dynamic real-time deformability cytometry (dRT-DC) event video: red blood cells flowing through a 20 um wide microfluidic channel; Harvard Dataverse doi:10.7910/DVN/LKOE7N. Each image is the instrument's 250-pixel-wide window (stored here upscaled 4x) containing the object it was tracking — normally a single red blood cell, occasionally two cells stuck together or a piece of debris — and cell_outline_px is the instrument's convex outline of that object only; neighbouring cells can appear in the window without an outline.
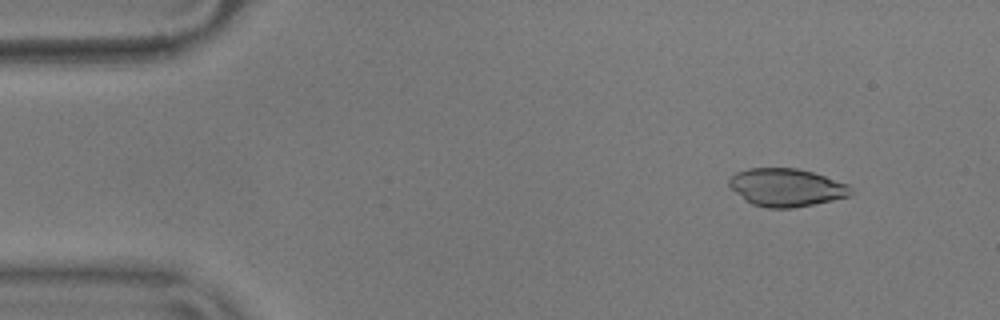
{"species": "common noctule bat (a hibernating species)", "species_latin": "Nyctalus noctula", "temperature_condition": "warm", "stored_images_in_passage": 55, "camera_frame_rate_fps": 3000, "um_per_image_px": 0.085, "animal": {"sex": "male", "body_mass_g": 17.9}, "frame": {"image": 1, "passage_image": 6, "time_ms": 1.667, "image_size_px": [1000, 320], "cell_outline_px": [[852, 192], [848, 196], [832, 200], [792, 208], [768, 208], [752, 204], [744, 200], [728, 184], [728, 180], [736, 172], [748, 168], [796, 168], [812, 172], [848, 184], [852, 188]], "centroid_in_image_um": [66.82, 15.93], "position_along_channel_um": 18.2, "area_um2": 26.7}}
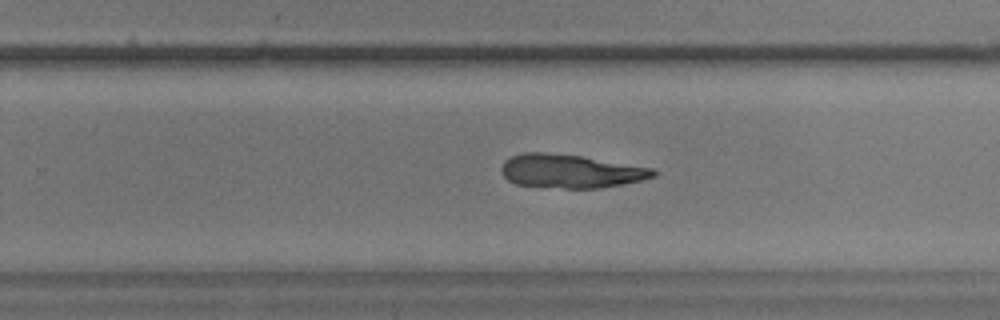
{"frame": {"image": 2, "passage_image": 35, "time_ms": 11.333, "image_size_px": [1000, 320], "cell_outline_px": [[656, 176], [640, 180], [620, 184], [596, 188], [564, 188], [516, 184], [508, 180], [500, 172], [500, 168], [504, 160], [512, 156], [524, 152], [544, 152], [584, 156], [652, 168], [656, 172]], "centroid_in_image_um": [48.45, 14.53], "position_along_channel_um": 281.3, "area_um2": 29.59}}
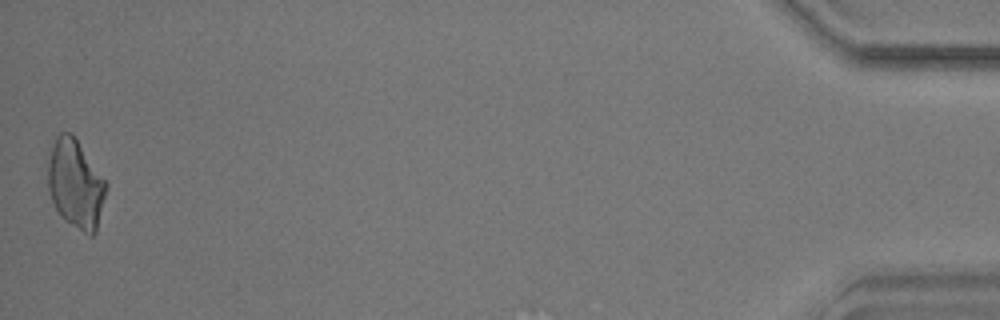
{"frame": {"image": 3, "passage_image": 55, "time_ms": 18.0, "image_size_px": [1000, 320], "cell_outline_px": [[108, 184], [96, 232], [92, 236], [88, 236], [64, 220], [60, 216], [52, 200], [48, 188], [48, 160], [56, 136], [60, 132], [72, 132]], "centroid_in_image_um": [6.43, 15.65], "position_along_channel_um": 428.8, "area_um2": 30.11}}